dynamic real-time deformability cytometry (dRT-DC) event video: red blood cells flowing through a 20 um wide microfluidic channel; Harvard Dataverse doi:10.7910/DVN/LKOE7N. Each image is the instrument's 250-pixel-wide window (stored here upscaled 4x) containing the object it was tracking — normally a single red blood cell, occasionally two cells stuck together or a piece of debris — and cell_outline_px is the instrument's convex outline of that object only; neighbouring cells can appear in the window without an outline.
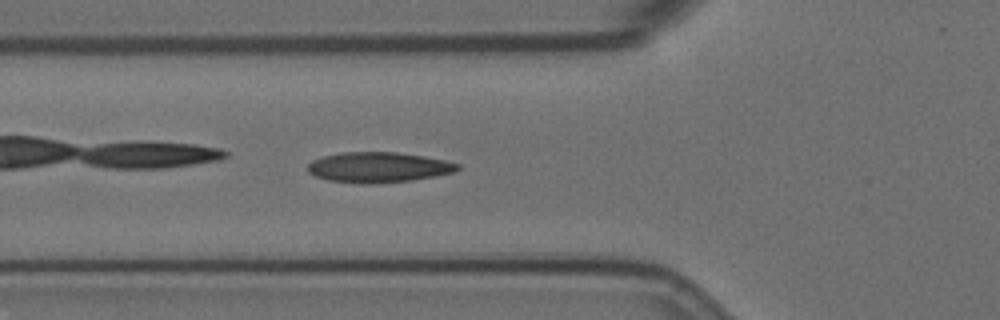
{"species": "Egyptian fruit bat (a non-hibernating species)", "species_latin": "Rousettus aegyptiacus", "temperature_condition": "room temperature", "stored_images_in_passage": 34, "camera_frame_rate_fps": 3000, "um_per_image_px": 0.085, "animal": {"sex": "female"}, "frame": {"image": 1, "passage_image": 4, "time_ms": 1.0, "image_size_px": [1000, 320], "cell_outline_px": [[460, 168], [456, 172], [436, 176], [412, 180], [368, 184], [360, 184], [328, 180], [316, 176], [308, 172], [308, 164], [312, 160], [324, 156], [340, 152], [396, 152], [424, 156], [444, 160], [460, 164]], "centroid_in_image_um": [32.18, 14.22], "position_along_channel_um": 93.6, "area_um2": 26.59}}
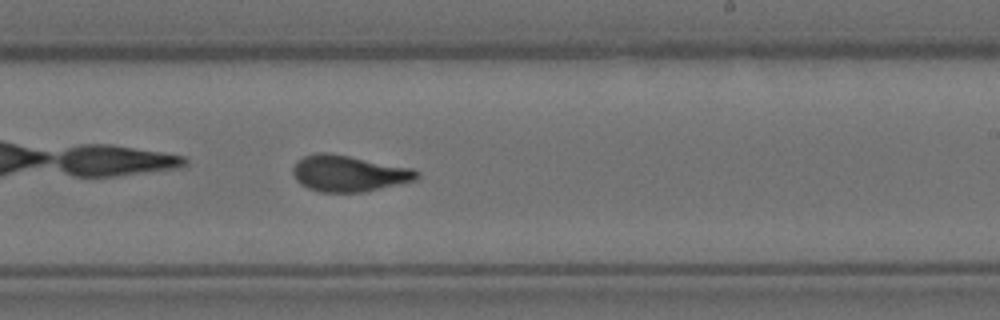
{"frame": {"image": 2, "passage_image": 18, "time_ms": 5.667, "image_size_px": [1000, 320], "cell_outline_px": [[420, 176], [416, 180], [360, 192], [320, 192], [308, 188], [300, 184], [296, 180], [292, 172], [292, 168], [304, 156], [316, 152], [328, 152], [412, 168], [420, 172]], "centroid_in_image_um": [29.63, 14.74], "position_along_channel_um": 259.4, "area_um2": 25.95}}
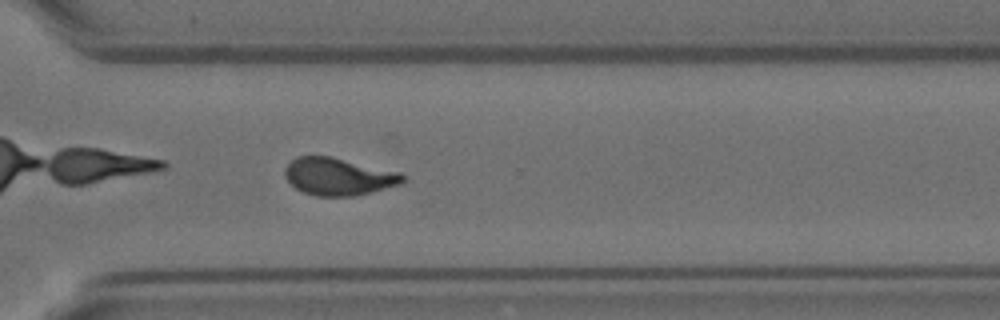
{"frame": {"image": 3, "passage_image": 25, "time_ms": 8.0, "image_size_px": [1000, 320], "cell_outline_px": [[404, 180], [400, 184], [352, 196], [316, 196], [304, 192], [296, 188], [284, 176], [284, 168], [296, 156], [332, 156], [400, 172], [404, 176]], "centroid_in_image_um": [28.74, 14.99], "position_along_channel_um": 341.9, "area_um2": 25.49}}